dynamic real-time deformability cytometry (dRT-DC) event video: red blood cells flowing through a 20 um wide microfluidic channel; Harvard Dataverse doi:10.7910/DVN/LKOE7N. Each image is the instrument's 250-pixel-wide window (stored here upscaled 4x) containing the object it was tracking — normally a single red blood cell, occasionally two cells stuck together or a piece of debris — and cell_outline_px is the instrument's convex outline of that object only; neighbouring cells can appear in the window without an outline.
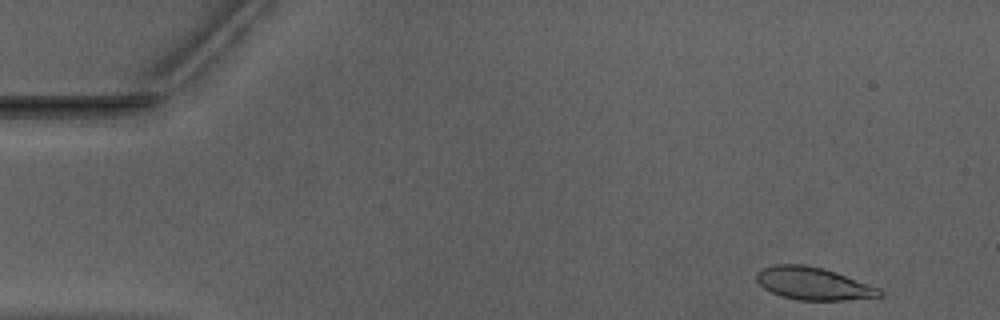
{"species": "Egyptian fruit bat (a non-hibernating species)", "species_latin": "Rousettus aegyptiacus", "temperature_condition": "warm", "stored_images_in_passage": 49, "camera_frame_rate_fps": 3000, "um_per_image_px": 0.085, "animal": {"sex": "male"}, "frame": {"image": 1, "passage_image": 1, "time_ms": 0.0, "image_size_px": [1000, 320], "cell_outline_px": [[884, 296], [844, 300], [796, 300], [780, 296], [764, 288], [756, 280], [756, 272], [760, 268], [772, 264], [804, 264], [824, 268], [836, 272], [880, 288], [884, 292]], "centroid_in_image_um": [69.12, 24.09], "position_along_channel_um": 15.9, "area_um2": 23.64}}
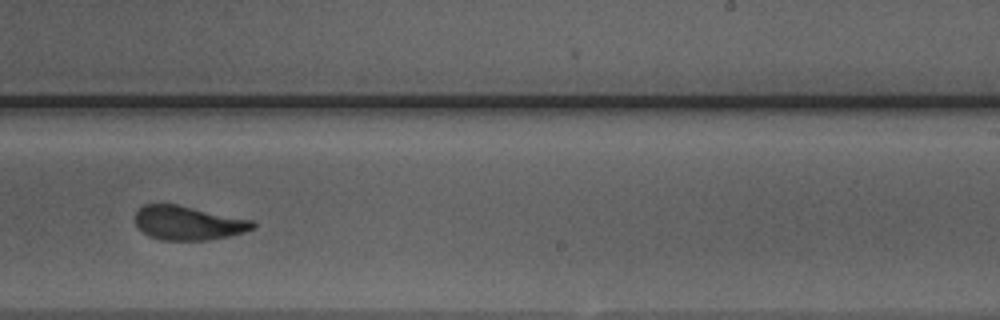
{"frame": {"image": 2, "passage_image": 29, "time_ms": 9.333, "image_size_px": [1000, 320], "cell_outline_px": [[256, 228], [244, 232], [228, 236], [208, 240], [160, 240], [148, 236], [136, 224], [136, 212], [144, 204], [176, 204], [252, 220], [256, 224]], "centroid_in_image_um": [16.0, 18.96], "position_along_channel_um": 273.0, "area_um2": 23.18}}
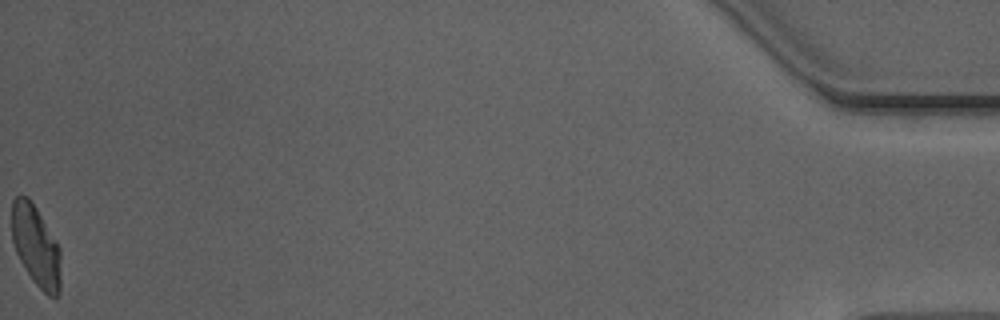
{"frame": {"image": 3, "passage_image": 49, "time_ms": 16.0, "image_size_px": [1000, 320], "cell_outline_px": [[60, 292], [56, 300], [52, 300], [32, 280], [20, 260], [16, 252], [12, 240], [12, 200], [16, 196], [28, 196], [36, 208], [60, 248]], "centroid_in_image_um": [3.06, 20.95], "position_along_channel_um": 432.1, "area_um2": 23.12}, "authors_computed_cell_mechanics": {"area_um2": 23.987, "velocity_mm_per_s": 3.9508, "shape_relaxation_time_tau1_ms": 5.2203, "shape_relaxation_time_tau2_ms": 1.2047, "deformation_change_tau1": 0.1769, "deformation_change_tau2": 0.0824}}